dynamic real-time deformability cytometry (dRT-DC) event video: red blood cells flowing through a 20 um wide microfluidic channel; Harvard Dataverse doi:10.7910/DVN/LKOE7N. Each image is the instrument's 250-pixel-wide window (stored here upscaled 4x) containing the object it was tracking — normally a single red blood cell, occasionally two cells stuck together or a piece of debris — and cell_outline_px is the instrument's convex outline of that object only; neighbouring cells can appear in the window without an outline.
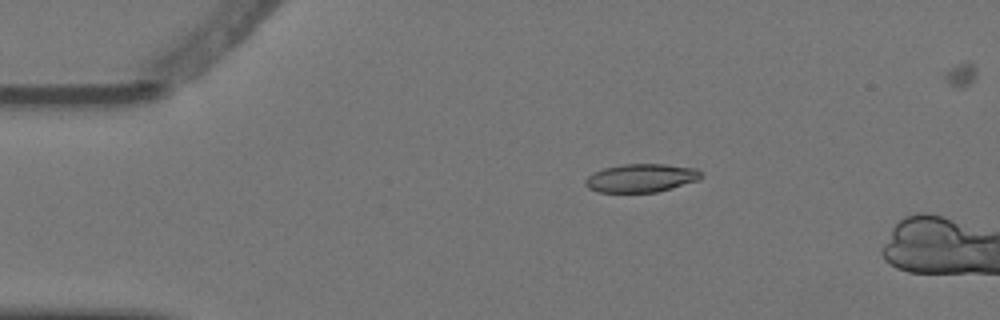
{"species": "Egyptian fruit bat (a non-hibernating species)", "species_latin": "Rousettus aegyptiacus", "temperature_condition": "warm", "stored_images_in_passage": 3, "camera_frame_rate_fps": 3000, "um_per_image_px": 0.085, "animal": {"sex": "female"}, "frame": {"image": 1, "passage_image": 1, "time_ms": 0.0, "image_size_px": [1000, 320], "cell_outline_px": [[704, 176], [700, 180], [656, 192], [600, 192], [588, 188], [584, 184], [584, 180], [588, 176], [604, 168], [624, 164], [664, 164], [696, 168]], "centroid_in_image_um": [54.52, 15.13], "position_along_channel_um": 30.5, "area_um2": 19.07}}